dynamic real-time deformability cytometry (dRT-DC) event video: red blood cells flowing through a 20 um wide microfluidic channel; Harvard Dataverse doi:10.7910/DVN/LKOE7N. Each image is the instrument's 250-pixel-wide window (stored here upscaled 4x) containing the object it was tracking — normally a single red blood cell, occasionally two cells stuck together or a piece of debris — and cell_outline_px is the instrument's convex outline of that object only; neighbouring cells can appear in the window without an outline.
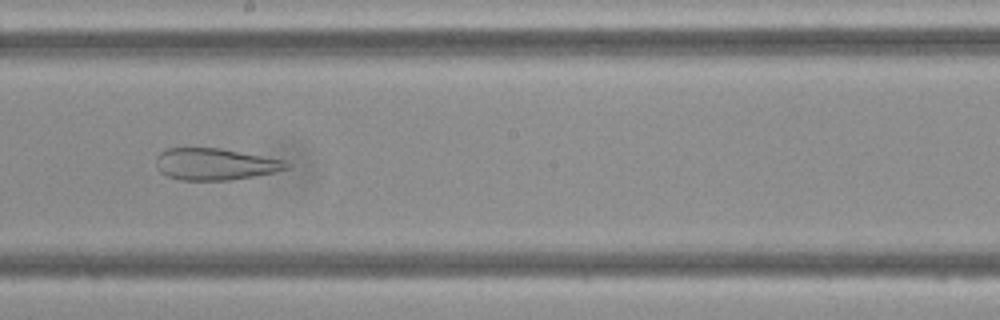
{"species": "Egyptian fruit bat (a non-hibernating species)", "species_latin": "Rousettus aegyptiacus", "temperature_condition": "cold", "stored_images_in_passage": 40, "camera_frame_rate_fps": 3000, "um_per_image_px": 0.085, "frame": {"image": 1, "passage_image": 18, "time_ms": 5.667, "image_size_px": [1000, 320], "cell_outline_px": [[292, 168], [232, 180], [180, 180], [168, 176], [160, 172], [156, 168], [156, 156], [160, 152], [168, 148], [220, 148], [284, 160], [292, 164]], "centroid_in_image_um": [18.28, 13.95], "position_along_channel_um": 229.9, "area_um2": 24.16}}
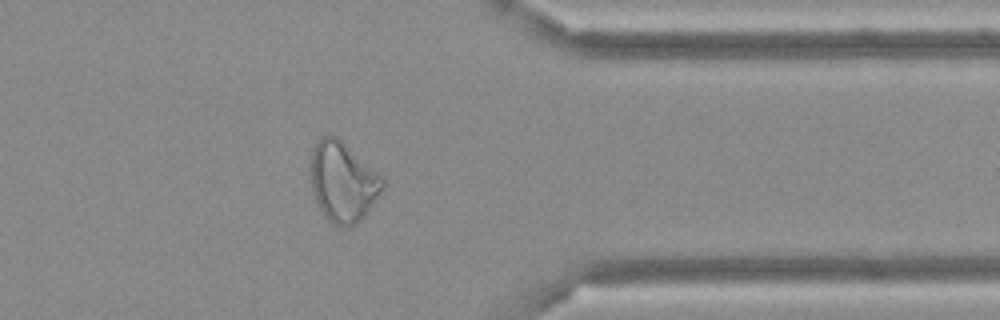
{"frame": {"image": 2, "passage_image": 30, "time_ms": 9.667, "image_size_px": [1000, 320], "cell_outline_px": [[384, 188], [364, 216], [356, 224], [348, 228], [344, 228], [332, 224], [324, 216], [316, 200], [312, 188], [312, 148], [320, 136], [336, 136], [384, 176]], "centroid_in_image_um": [29.17, 15.47], "position_along_channel_um": 382.2, "area_um2": 33.47}}
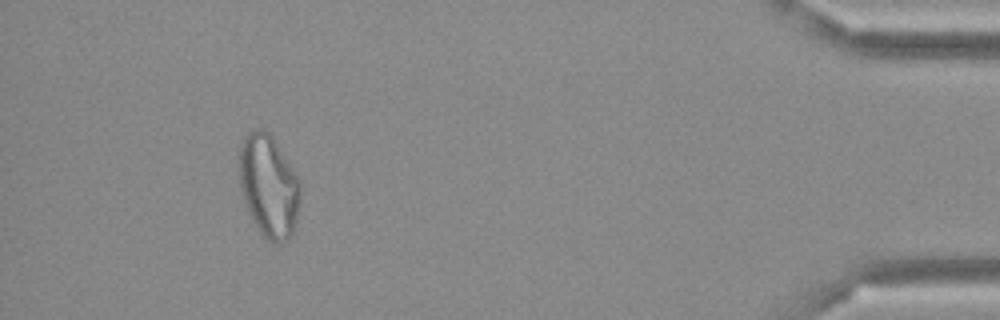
{"frame": {"image": 3, "passage_image": 36, "time_ms": 11.667, "image_size_px": [1000, 320], "cell_outline_px": [[300, 200], [292, 236], [288, 240], [280, 244], [272, 244], [256, 228], [248, 212], [240, 188], [240, 144], [244, 136], [248, 132], [256, 128], [260, 128], [268, 132], [272, 136], [296, 176], [300, 184]], "centroid_in_image_um": [22.83, 15.85], "position_along_channel_um": 412.4, "area_um2": 36.36}}